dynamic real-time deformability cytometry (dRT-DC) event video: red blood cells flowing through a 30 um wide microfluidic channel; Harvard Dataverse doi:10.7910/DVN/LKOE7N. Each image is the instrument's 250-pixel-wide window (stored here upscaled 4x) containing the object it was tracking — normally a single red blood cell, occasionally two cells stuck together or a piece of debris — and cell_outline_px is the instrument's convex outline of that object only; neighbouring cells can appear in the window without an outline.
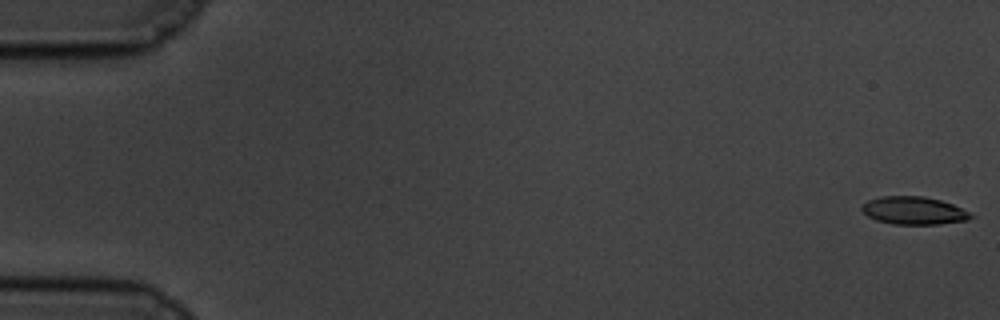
{"species": "common noctule bat (a hibernating species)", "species_latin": "Nyctalus noctula", "temperature_condition": "cold", "stored_images_in_passage": 58, "camera_frame_rate_fps": 3000, "um_per_image_px": 0.085, "animal": {"sex": "male", "body_mass_g": 19.5, "forearm_length_mm": 54.6}, "frame": {"image": 1, "passage_image": 1, "time_ms": 0.0, "image_size_px": [1000, 320], "cell_outline_px": [[976, 216], [968, 220], [940, 224], [892, 224], [876, 220], [868, 216], [860, 208], [868, 200], [880, 196], [924, 196], [940, 200], [952, 204]], "centroid_in_image_um": [77.67, 17.9], "position_along_channel_um": 7.3, "area_um2": 17.63}}
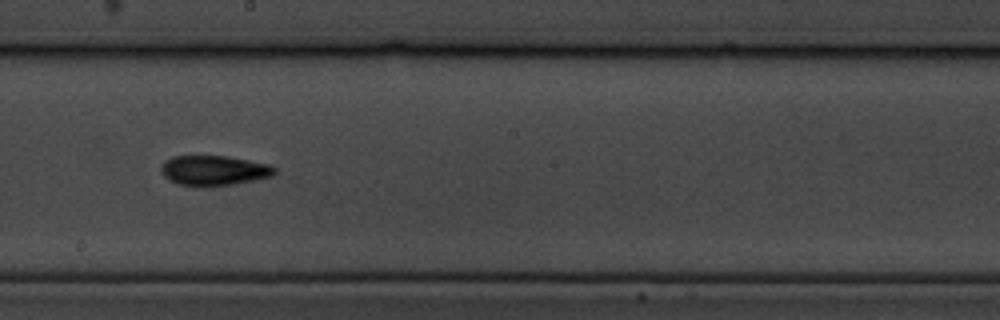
{"frame": {"image": 2, "passage_image": 33, "time_ms": 10.667, "image_size_px": [1000, 320], "cell_outline_px": [[276, 172], [272, 176], [232, 184], [204, 188], [176, 184], [168, 180], [160, 172], [160, 168], [164, 160], [172, 156], [228, 156], [268, 164], [276, 168]], "centroid_in_image_um": [18.11, 14.5], "position_along_channel_um": 230.1, "area_um2": 20.17}}
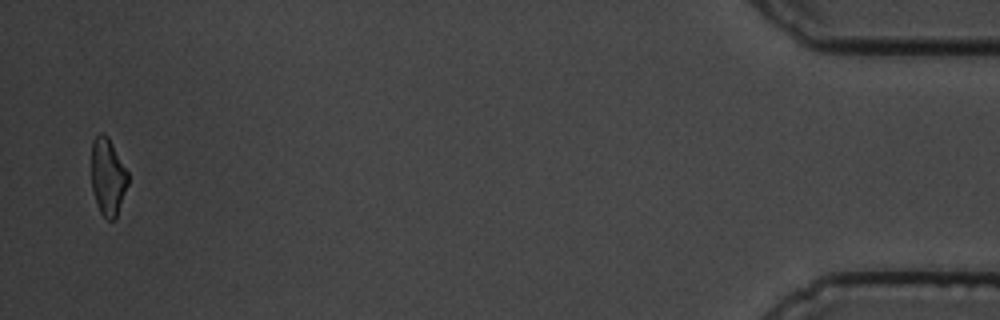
{"frame": {"image": 3, "passage_image": 57, "time_ms": 18.667, "image_size_px": [1000, 320], "cell_outline_px": [[128, 184], [116, 220], [108, 220], [100, 212], [96, 204], [92, 192], [92, 140], [100, 132], [104, 132], [108, 136], [128, 172]], "centroid_in_image_um": [9.17, 15.04], "position_along_channel_um": 426.0, "area_um2": 16.65}, "authors_computed_cell_mechanics": {"area_um2": 18.5249, "velocity_mm_per_s": 3.4915, "shape_relaxation_time_tau1_ms": 5.1269, "shape_relaxation_time_tau2_ms": 6.3224, "deformation_change_tau1": 0.1578, "deformation_change_tau2": 0.1214}}